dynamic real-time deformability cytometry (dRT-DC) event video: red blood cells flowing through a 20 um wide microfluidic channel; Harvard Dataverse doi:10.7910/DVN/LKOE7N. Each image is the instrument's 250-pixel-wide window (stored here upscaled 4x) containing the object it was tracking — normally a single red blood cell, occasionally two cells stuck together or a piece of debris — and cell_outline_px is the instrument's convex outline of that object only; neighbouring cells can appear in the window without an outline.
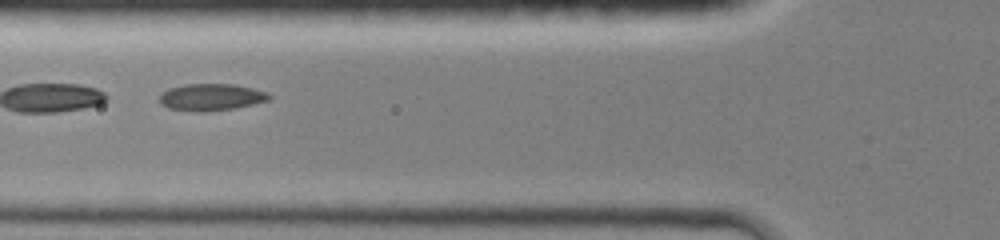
{"species": "common noctule bat (a hibernating species)", "species_latin": "Nyctalus noctula", "temperature_condition": "room temperature", "stored_images_in_passage": 41, "segment_of_instrument_passage": [2, 2], "camera_frame_rate_fps": 3000, "um_per_image_px": 0.085, "animal": {"sex": "female", "body_mass_g": 19.0, "forearm_length_mm": 51.5}, "frame": {"image": 1, "passage_image": 16, "time_ms": 5.0, "image_size_px": [1000, 240], "cell_outline_px": [[272, 96], [268, 100], [236, 108], [204, 112], [200, 112], [168, 108], [160, 104], [160, 92], [168, 88], [184, 84], [232, 84], [252, 88], [268, 92]], "centroid_in_image_um": [17.92, 8.25], "position_along_channel_um": 107.9, "area_um2": 17.28}}
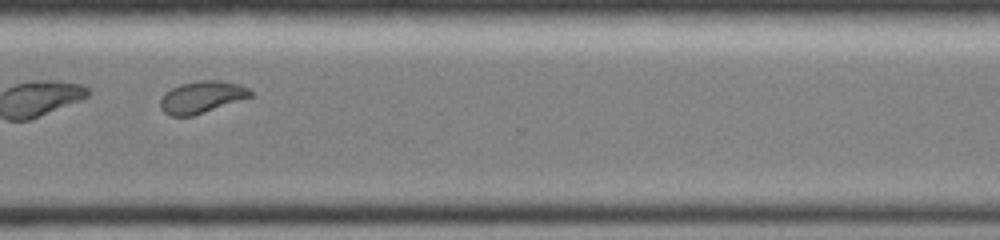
{"frame": {"image": 2, "passage_image": 33, "time_ms": 10.667, "image_size_px": [1000, 240], "cell_outline_px": [[256, 96], [192, 116], [172, 116], [164, 112], [160, 108], [160, 100], [164, 92], [180, 84], [200, 80], [220, 80], [240, 84], [248, 88]], "centroid_in_image_um": [17.19, 8.25], "position_along_channel_um": 353.4, "area_um2": 17.05}}